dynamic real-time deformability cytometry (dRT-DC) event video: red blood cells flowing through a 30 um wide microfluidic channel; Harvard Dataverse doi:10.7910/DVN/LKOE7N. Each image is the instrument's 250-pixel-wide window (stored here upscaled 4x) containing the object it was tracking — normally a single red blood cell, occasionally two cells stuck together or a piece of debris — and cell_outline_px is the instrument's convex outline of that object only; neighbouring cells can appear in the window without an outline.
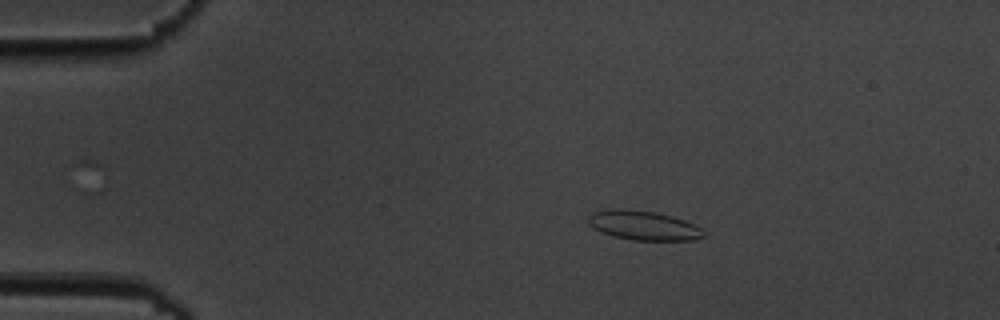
{"species": "common noctule bat (a hibernating species)", "species_latin": "Nyctalus noctula", "temperature_condition": "cold", "stored_images_in_passage": 7, "camera_frame_rate_fps": 3000, "um_per_image_px": 0.085, "animal": {"sex": "male", "body_mass_g": 19.5, "forearm_length_mm": 54.6}, "frame": {"image": 1, "passage_image": 4, "time_ms": 3.333, "image_size_px": [1000, 320], "cell_outline_px": [[708, 236], [692, 240], [632, 240], [612, 236], [600, 232], [592, 228], [588, 224], [588, 216], [592, 212], [612, 208], [620, 208], [656, 212], [672, 216], [684, 220], [700, 228]], "centroid_in_image_um": [54.65, 19.16], "position_along_channel_um": 30.3, "area_um2": 19.94}}